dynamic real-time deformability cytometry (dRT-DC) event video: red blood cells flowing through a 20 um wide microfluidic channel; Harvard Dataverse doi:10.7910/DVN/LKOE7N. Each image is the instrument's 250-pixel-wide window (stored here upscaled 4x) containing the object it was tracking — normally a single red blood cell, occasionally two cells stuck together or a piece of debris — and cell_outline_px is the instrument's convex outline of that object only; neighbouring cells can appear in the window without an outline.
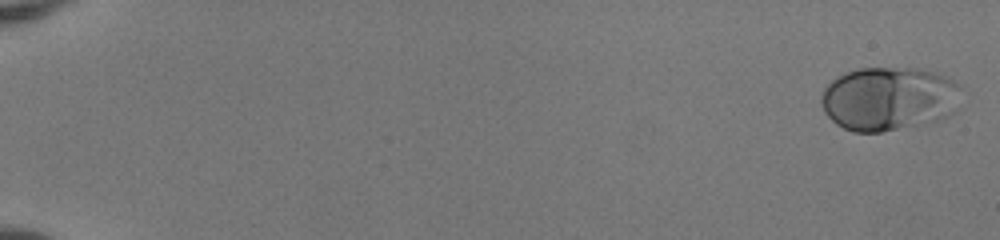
{"species": "human", "species_latin": "Homo sapiens", "temperature_condition": "room temperature", "stored_images_in_passage": 18, "camera_frame_rate_fps": 3000, "um_per_image_px": 0.085, "donor": {"sex": "female"}, "frame": {"image": 1, "passage_image": 1, "time_ms": 0.0, "image_size_px": [1000, 240], "cell_outline_px": [[960, 108], [956, 112], [936, 120], [880, 132], [852, 132], [836, 124], [824, 112], [820, 104], [820, 96], [824, 88], [836, 76], [856, 68], [916, 68], [948, 76], [960, 84]], "centroid_in_image_um": [75.55, 8.37], "position_along_channel_um": 9.4, "area_um2": 52.54}}
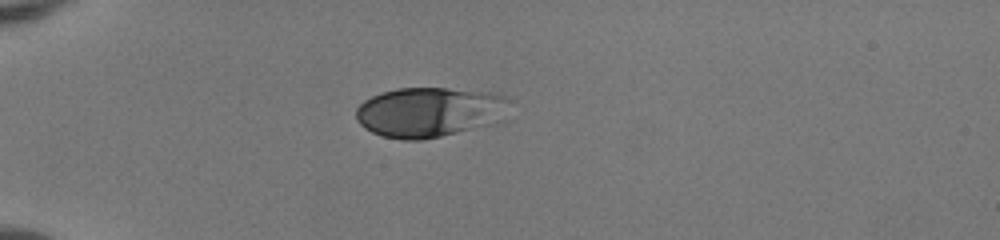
{"frame": {"image": 2, "passage_image": 16, "time_ms": 5.0, "image_size_px": [1000, 240], "cell_outline_px": [[512, 100], [492, 124], [440, 136], [420, 140], [404, 140], [380, 136], [364, 128], [356, 120], [356, 108], [364, 100], [380, 92], [396, 88], [444, 88], [492, 92], [508, 96]], "centroid_in_image_um": [36.44, 9.51], "position_along_channel_um": 48.6, "area_um2": 44.56}}